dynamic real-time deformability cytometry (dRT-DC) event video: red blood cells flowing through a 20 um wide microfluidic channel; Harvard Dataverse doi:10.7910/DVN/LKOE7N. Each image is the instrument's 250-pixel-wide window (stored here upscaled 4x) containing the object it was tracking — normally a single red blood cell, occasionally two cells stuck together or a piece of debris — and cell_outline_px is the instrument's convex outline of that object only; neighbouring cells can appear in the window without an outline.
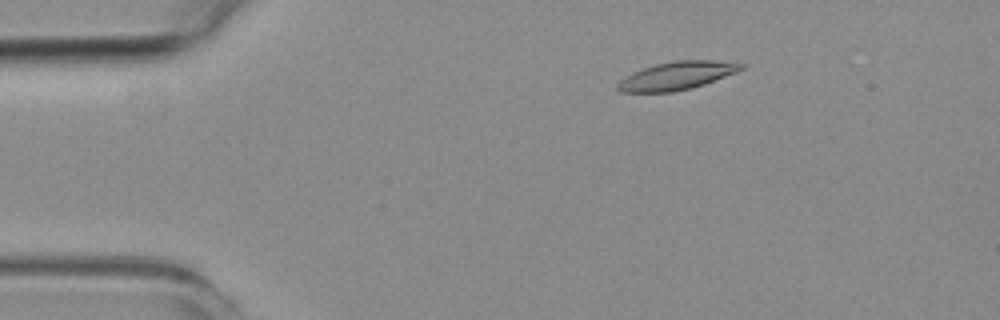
{"species": "common noctule bat (a hibernating species)", "species_latin": "Nyctalus noctula", "temperature_condition": "room temperature", "stored_images_in_passage": 5, "camera_frame_rate_fps": 3000, "um_per_image_px": 0.085, "animal": {"sex": "female", "body_mass_g": 19.3, "forearm_length_mm": 54.1}, "frame": {"image": 1, "passage_image": 3, "time_ms": 2.333, "image_size_px": [1000, 320], "cell_outline_px": [[748, 64], [744, 68], [736, 72], [704, 84], [692, 88], [672, 92], [620, 92], [616, 88], [616, 84], [620, 80], [632, 72], [656, 64], [676, 60], [716, 60]], "centroid_in_image_um": [57.53, 6.43], "position_along_channel_um": 27.5, "area_um2": 20.23}}
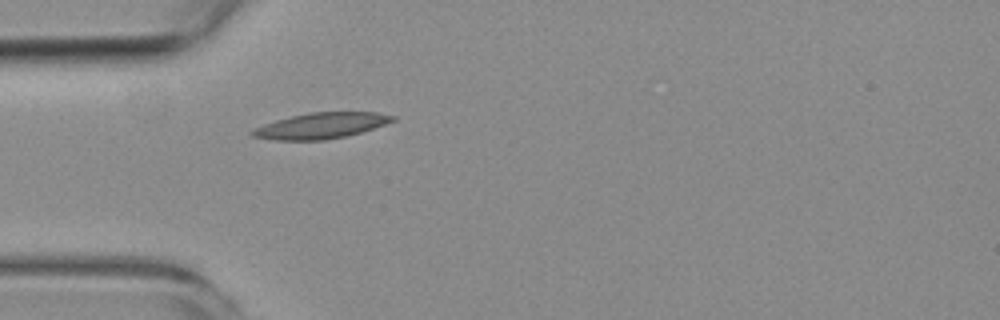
{"frame": {"image": 2, "passage_image": 5, "time_ms": 4.667, "image_size_px": [1000, 320], "cell_outline_px": [[396, 120], [360, 132], [344, 136], [324, 140], [276, 140], [252, 136], [248, 132], [252, 128], [276, 120], [308, 112], [376, 112], [396, 116]], "centroid_in_image_um": [27.24, 10.68], "position_along_channel_um": 57.8, "area_um2": 20.98}}